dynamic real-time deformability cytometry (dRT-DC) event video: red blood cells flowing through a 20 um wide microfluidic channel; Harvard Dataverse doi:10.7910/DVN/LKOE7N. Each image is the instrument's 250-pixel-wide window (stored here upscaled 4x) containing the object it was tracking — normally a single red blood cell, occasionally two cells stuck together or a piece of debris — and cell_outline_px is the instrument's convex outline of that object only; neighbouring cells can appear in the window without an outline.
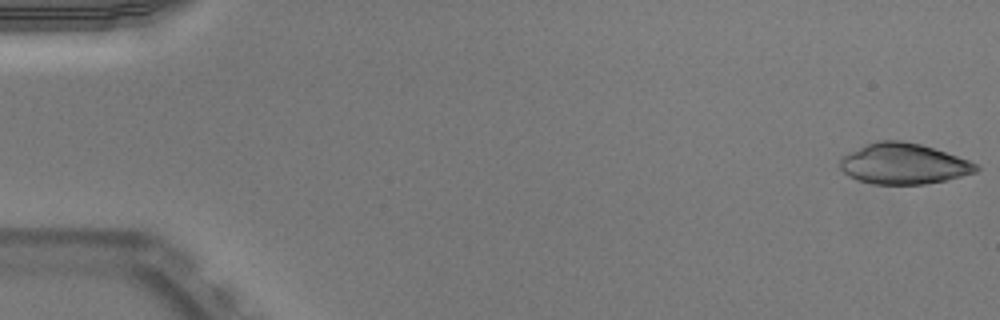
{"species": "Egyptian fruit bat (a non-hibernating species)", "species_latin": "Rousettus aegyptiacus", "temperature_condition": "warm", "stored_images_in_passage": 51, "camera_frame_rate_fps": 3000, "um_per_image_px": 0.085, "animal": {"sex": "male"}, "frame": {"image": 1, "passage_image": 1, "time_ms": 0.0, "image_size_px": [1000, 320], "cell_outline_px": [[980, 168], [976, 172], [944, 180], [924, 184], [872, 184], [856, 180], [848, 176], [840, 168], [840, 160], [844, 156], [876, 140], [900, 140], [920, 144], [968, 160], [976, 164]], "centroid_in_image_um": [76.78, 13.93], "position_along_channel_um": 8.2, "area_um2": 31.85}}
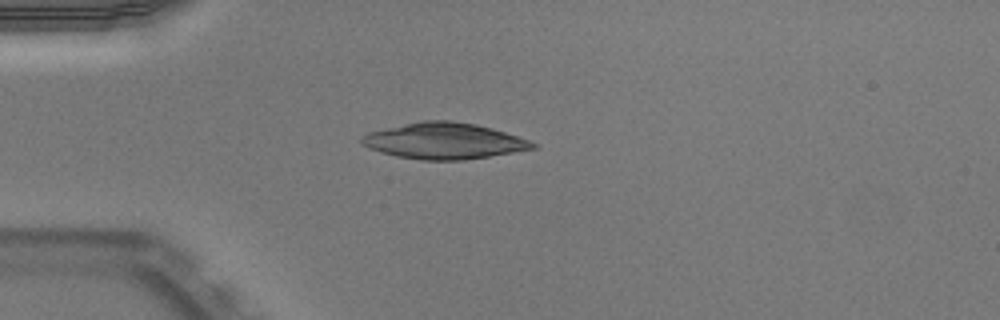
{"frame": {"image": 2, "passage_image": 14, "time_ms": 4.333, "image_size_px": [1000, 320], "cell_outline_px": [[540, 148], [464, 160], [424, 160], [396, 156], [380, 152], [364, 144], [360, 140], [360, 136], [368, 132], [420, 120], [452, 120], [476, 124], [492, 128], [528, 140], [536, 144]], "centroid_in_image_um": [37.75, 11.97], "position_along_channel_um": 47.2, "area_um2": 35.95}}
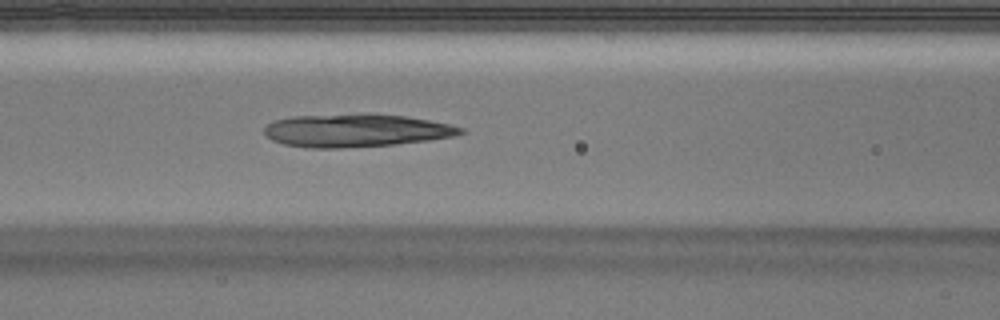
{"frame": {"image": 3, "passage_image": 22, "time_ms": 7.0, "image_size_px": [1000, 320], "cell_outline_px": [[468, 132], [452, 136], [428, 140], [392, 144], [340, 148], [308, 148], [284, 144], [272, 140], [264, 136], [264, 128], [268, 124], [276, 120], [292, 116], [404, 116], [428, 120], [448, 124], [464, 128]], "centroid_in_image_um": [30.23, 11.13], "position_along_channel_um": 136.4, "area_um2": 36.41}}